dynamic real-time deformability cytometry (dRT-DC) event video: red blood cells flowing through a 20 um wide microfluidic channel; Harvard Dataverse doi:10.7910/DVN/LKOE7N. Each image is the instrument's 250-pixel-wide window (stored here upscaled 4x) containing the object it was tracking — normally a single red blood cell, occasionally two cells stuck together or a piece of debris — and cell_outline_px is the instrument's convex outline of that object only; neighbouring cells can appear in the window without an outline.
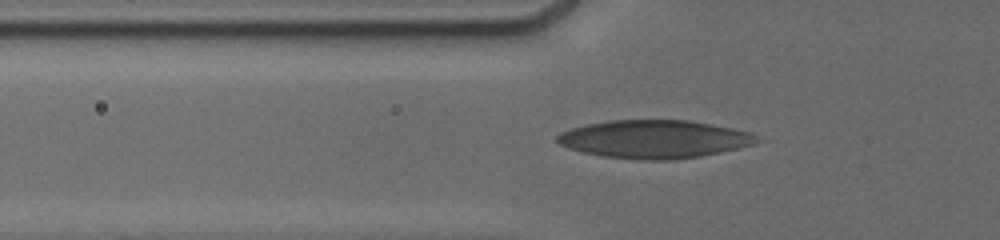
{"species": "human", "species_latin": "Homo sapiens", "temperature_condition": "cold", "stored_images_in_passage": 55, "camera_frame_rate_fps": 3000, "um_per_image_px": 0.085, "donor": {"sex": "male"}, "frame": {"image": 1, "passage_image": 25, "time_ms": 5.667, "image_size_px": [1000, 240], "cell_outline_px": [[768, 140], [756, 144], [740, 148], [700, 156], [668, 160], [644, 160], [600, 156], [568, 148], [560, 144], [556, 140], [556, 136], [572, 128], [588, 124], [608, 120], [688, 120], [732, 128], [748, 132]], "centroid_in_image_um": [55.68, 11.83], "position_along_channel_um": 70.1, "area_um2": 44.39}}
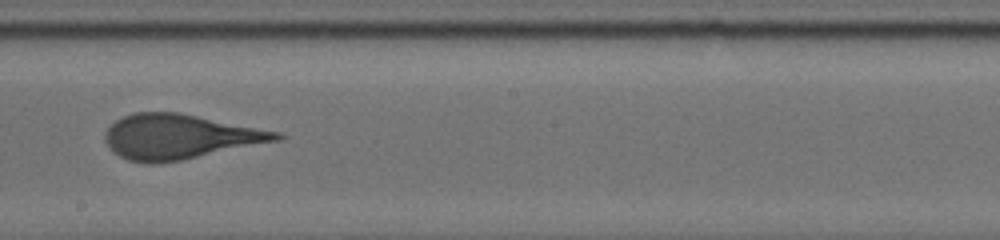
{"frame": {"image": 2, "passage_image": 42, "time_ms": 10.0, "image_size_px": [1000, 240], "cell_outline_px": [[284, 136], [280, 140], [180, 160], [152, 164], [148, 164], [128, 160], [112, 152], [108, 148], [104, 140], [104, 136], [108, 128], [116, 120], [124, 116], [136, 112], [176, 112], [280, 132]], "centroid_in_image_um": [15.21, 11.63], "position_along_channel_um": 233.0, "area_um2": 44.22}}
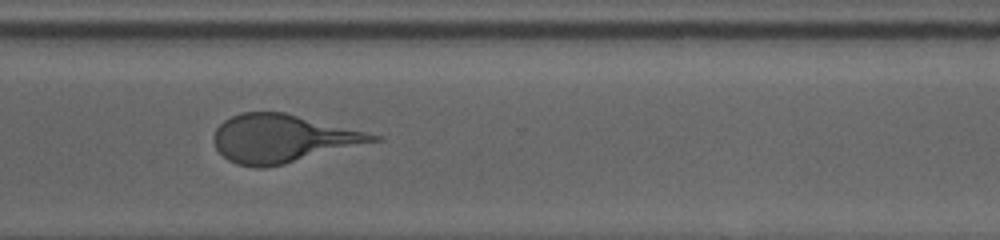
{"frame": {"image": 3, "passage_image": 54, "time_ms": 13.0, "image_size_px": [1000, 240], "cell_outline_px": [[384, 140], [284, 164], [264, 168], [256, 168], [236, 164], [228, 160], [216, 148], [212, 140], [212, 136], [216, 128], [224, 120], [240, 112], [284, 112], [384, 136]], "centroid_in_image_um": [24.03, 11.78], "position_along_channel_um": 346.6, "area_um2": 44.8}}